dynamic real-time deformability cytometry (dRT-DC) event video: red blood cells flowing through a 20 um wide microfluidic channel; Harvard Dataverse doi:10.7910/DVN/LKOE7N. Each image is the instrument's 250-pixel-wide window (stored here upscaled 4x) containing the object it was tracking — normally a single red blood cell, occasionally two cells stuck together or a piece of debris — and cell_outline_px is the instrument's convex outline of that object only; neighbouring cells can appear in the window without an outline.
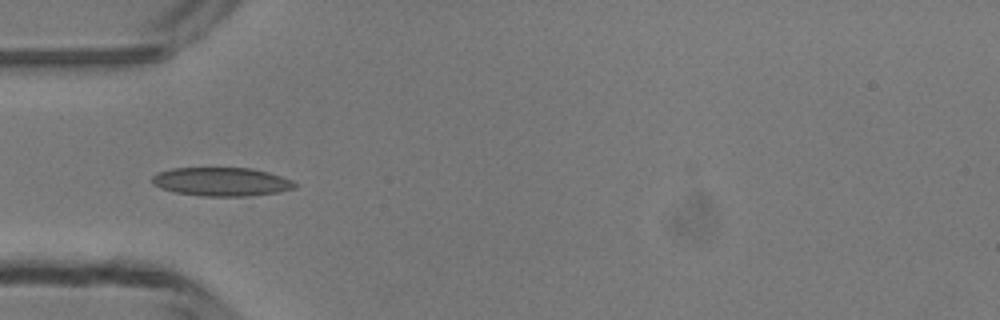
{"species": "common noctule bat (a hibernating species)", "species_latin": "Nyctalus noctula", "temperature_condition": "room temperature", "stored_images_in_passage": 36, "camera_frame_rate_fps": 3000, "um_per_image_px": 0.085, "animal": {"sex": "male", "body_mass_g": 13.3}, "frame": {"image": 1, "passage_image": 3, "time_ms": 0.667, "image_size_px": [1000, 320], "cell_outline_px": [[296, 188], [276, 192], [248, 196], [200, 196], [176, 192], [160, 188], [152, 184], [152, 176], [160, 172], [172, 168], [252, 168], [268, 172], [292, 180], [296, 184]], "centroid_in_image_um": [18.81, 15.45], "position_along_channel_um": 66.2, "area_um2": 23.7}}
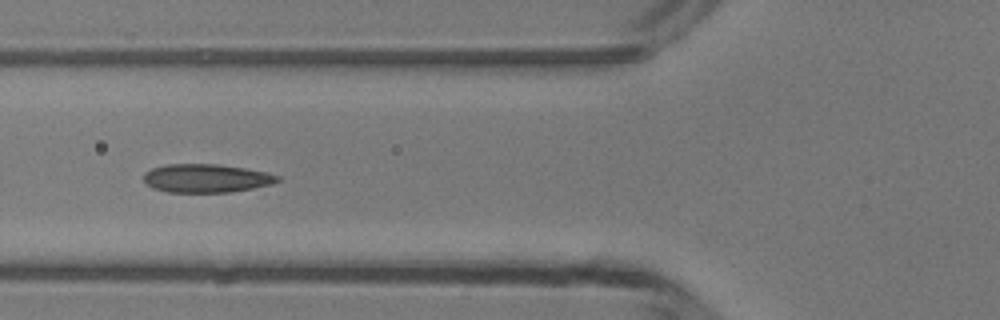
{"frame": {"image": 2, "passage_image": 6, "time_ms": 1.667, "image_size_px": [1000, 320], "cell_outline_px": [[280, 180], [272, 184], [252, 188], [228, 192], [168, 192], [152, 188], [144, 180], [144, 172], [152, 168], [168, 164], [216, 164], [244, 168], [268, 172], [280, 176]], "centroid_in_image_um": [17.54, 15.15], "position_along_channel_um": 108.3, "area_um2": 22.14}}
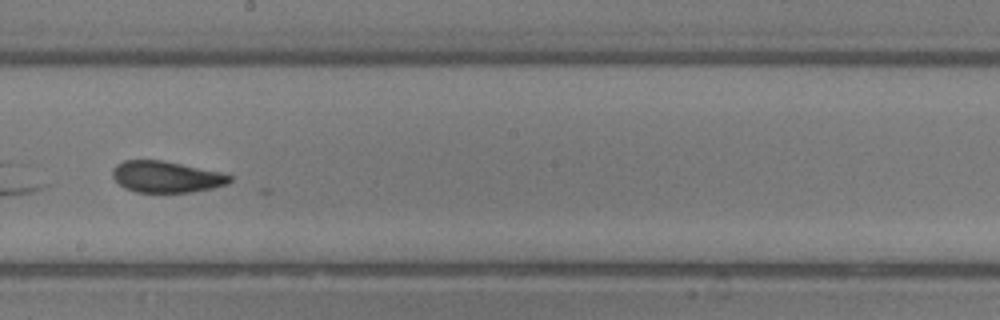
{"frame": {"image": 3, "passage_image": 15, "time_ms": 4.667, "image_size_px": [1000, 320], "cell_outline_px": [[232, 180], [228, 184], [212, 188], [192, 192], [136, 192], [124, 188], [112, 176], [112, 168], [116, 164], [124, 160], [160, 160], [220, 172], [232, 176]], "centroid_in_image_um": [14.11, 15.03], "position_along_channel_um": 234.1, "area_um2": 21.33}}